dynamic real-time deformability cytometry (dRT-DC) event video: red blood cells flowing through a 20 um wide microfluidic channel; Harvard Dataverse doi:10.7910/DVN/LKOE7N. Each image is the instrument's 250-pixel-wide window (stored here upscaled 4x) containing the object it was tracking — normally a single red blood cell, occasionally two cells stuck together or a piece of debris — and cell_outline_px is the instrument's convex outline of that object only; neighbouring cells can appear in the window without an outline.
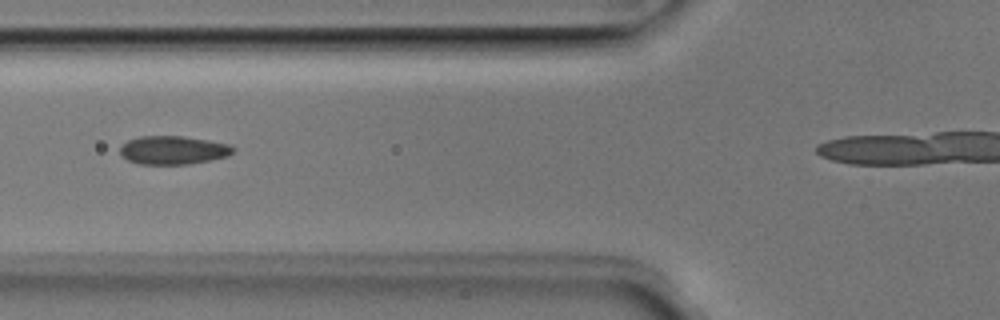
{"species": "Egyptian fruit bat (a non-hibernating species)", "species_latin": "Rousettus aegyptiacus", "temperature_condition": "room temperature", "stored_images_in_passage": 35, "camera_frame_rate_fps": 3000, "um_per_image_px": 0.085, "animal": {"sex": "male"}, "frame": {"image": 1, "passage_image": 11, "time_ms": 3.333, "image_size_px": [1000, 320], "cell_outline_px": [[236, 148], [228, 156], [208, 160], [184, 164], [140, 164], [128, 160], [120, 152], [120, 148], [128, 140], [140, 136], [184, 136], [208, 140], [228, 144]], "centroid_in_image_um": [14.72, 12.75], "position_along_channel_um": 111.1, "area_um2": 18.5}}
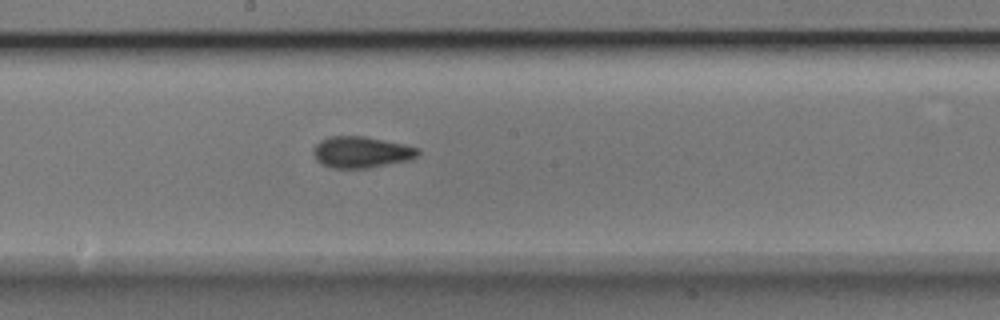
{"frame": {"image": 2, "passage_image": 19, "time_ms": 6.0, "image_size_px": [1000, 320], "cell_outline_px": [[420, 152], [412, 160], [368, 168], [332, 168], [320, 164], [316, 160], [312, 152], [312, 148], [320, 140], [328, 136], [364, 136], [404, 144], [420, 148]], "centroid_in_image_um": [30.69, 12.93], "position_along_channel_um": 217.5, "area_um2": 19.42}}
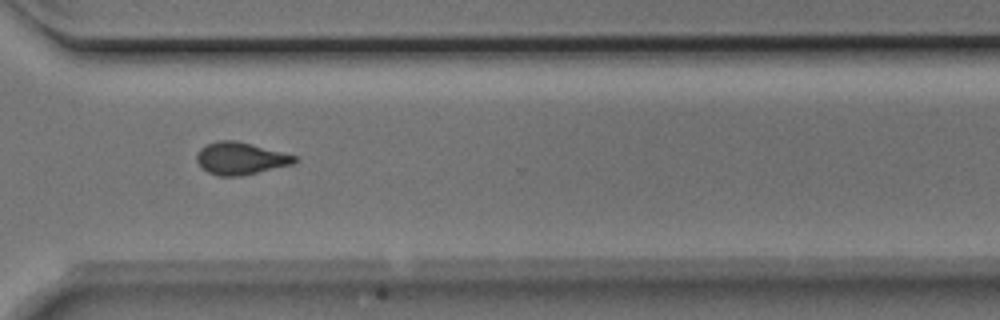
{"frame": {"image": 3, "passage_image": 29, "time_ms": 9.333, "image_size_px": [1000, 320], "cell_outline_px": [[296, 160], [292, 164], [240, 176], [220, 176], [208, 172], [200, 168], [196, 160], [196, 156], [200, 148], [208, 144], [220, 140], [236, 140], [296, 156]], "centroid_in_image_um": [20.38, 13.47], "position_along_channel_um": 350.2, "area_um2": 18.15}}